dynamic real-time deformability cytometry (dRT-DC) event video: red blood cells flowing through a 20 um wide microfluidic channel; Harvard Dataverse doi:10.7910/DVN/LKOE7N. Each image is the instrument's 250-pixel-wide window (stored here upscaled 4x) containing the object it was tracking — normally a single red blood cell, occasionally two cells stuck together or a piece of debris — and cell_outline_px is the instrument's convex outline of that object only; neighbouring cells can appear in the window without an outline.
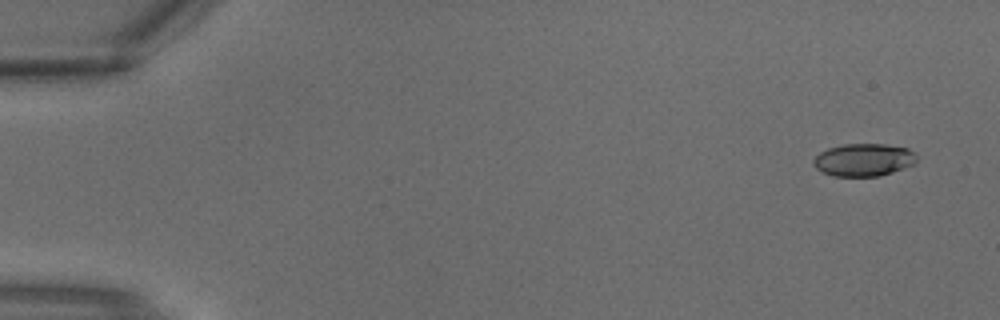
{"species": "common noctule bat (a hibernating species)", "species_latin": "Nyctalus noctula", "temperature_condition": "warm", "stored_images_in_passage": 2, "camera_frame_rate_fps": 3000, "um_per_image_px": 0.085, "animal": {"sex": "male", "body_mass_g": 18.8}, "frame": {"image": 1, "passage_image": 1, "time_ms": 0.0, "image_size_px": [1000, 320], "cell_outline_px": [[916, 160], [912, 164], [892, 172], [880, 176], [832, 176], [816, 168], [812, 164], [812, 160], [820, 152], [828, 148], [844, 144], [884, 144], [908, 148], [916, 152]], "centroid_in_image_um": [73.39, 13.58], "position_along_channel_um": 11.6, "area_um2": 19.59}}